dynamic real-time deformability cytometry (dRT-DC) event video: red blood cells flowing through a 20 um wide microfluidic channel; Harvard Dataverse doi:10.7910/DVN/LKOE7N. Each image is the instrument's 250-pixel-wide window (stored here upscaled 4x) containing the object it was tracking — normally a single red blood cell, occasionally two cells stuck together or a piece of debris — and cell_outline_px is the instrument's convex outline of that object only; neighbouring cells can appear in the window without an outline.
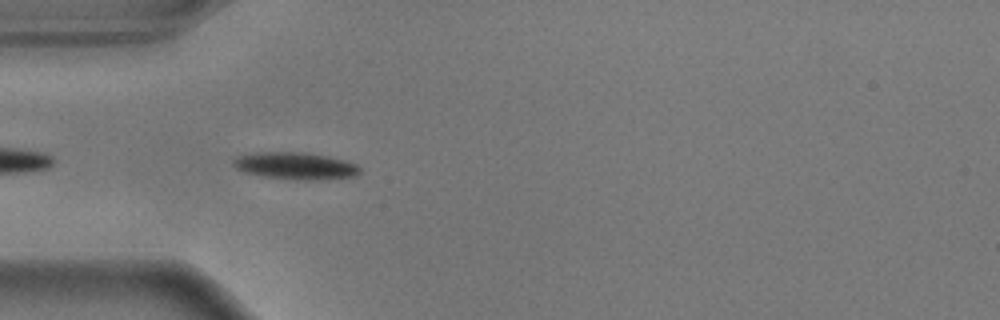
{"species": "common noctule bat (a hibernating species)", "species_latin": "Nyctalus noctula", "temperature_condition": "warm", "stored_images_in_passage": 38, "camera_frame_rate_fps": 3000, "um_per_image_px": 0.085, "animal": {"sex": "male", "body_mass_g": 17.9}, "frame": {"image": 1, "passage_image": 3, "time_ms": 0.667, "image_size_px": [1000, 320], "cell_outline_px": [[360, 172], [356, 176], [320, 180], [300, 180], [260, 176], [244, 172], [236, 168], [232, 164], [232, 160], [236, 156], [256, 152], [308, 152], [328, 156], [344, 160], [356, 164], [360, 168]], "centroid_in_image_um": [25.09, 14.09], "position_along_channel_um": 59.9, "area_um2": 20.23}}
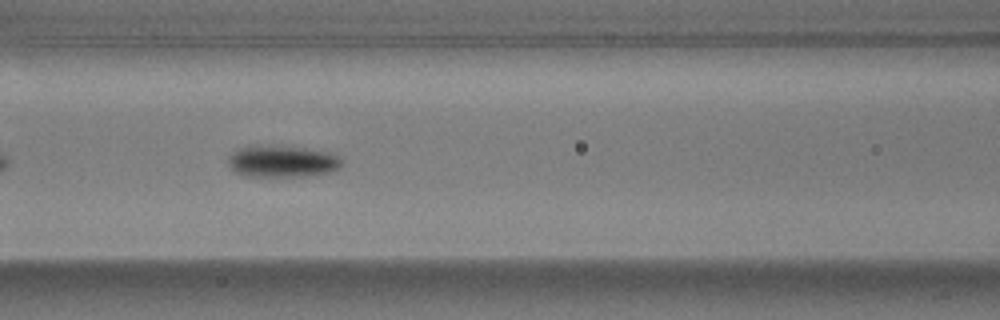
{"frame": {"image": 2, "passage_image": 10, "time_ms": 3.0, "image_size_px": [1000, 320], "cell_outline_px": [[340, 164], [336, 168], [328, 172], [304, 176], [244, 176], [236, 172], [228, 164], [228, 156], [236, 148], [248, 144], [256, 144], [304, 148], [328, 152], [340, 156]], "centroid_in_image_um": [23.88, 13.69], "position_along_channel_um": 142.7, "area_um2": 21.1}}
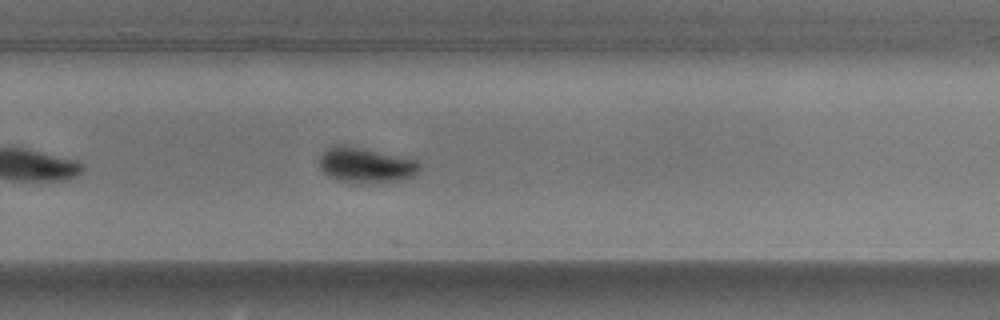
{"frame": {"image": 3, "passage_image": 23, "time_ms": 7.333, "image_size_px": [1000, 320], "cell_outline_px": [[420, 168], [412, 176], [404, 180], [336, 180], [328, 176], [320, 168], [320, 156], [328, 148], [336, 144], [344, 144], [416, 160], [420, 164]], "centroid_in_image_um": [31.06, 13.98], "position_along_channel_um": 298.7, "area_um2": 19.59}, "authors_computed_cell_mechanics": {"area_um2": 19.5942, "velocity_mm_per_s": 3.6129, "shape_relaxation_time_tau1_ms": 1.6633, "shape_relaxation_time_tau2_ms": 1.1077, "deformation_change_tau1": 0.1374, "deformation_change_tau2": 0.0461}}